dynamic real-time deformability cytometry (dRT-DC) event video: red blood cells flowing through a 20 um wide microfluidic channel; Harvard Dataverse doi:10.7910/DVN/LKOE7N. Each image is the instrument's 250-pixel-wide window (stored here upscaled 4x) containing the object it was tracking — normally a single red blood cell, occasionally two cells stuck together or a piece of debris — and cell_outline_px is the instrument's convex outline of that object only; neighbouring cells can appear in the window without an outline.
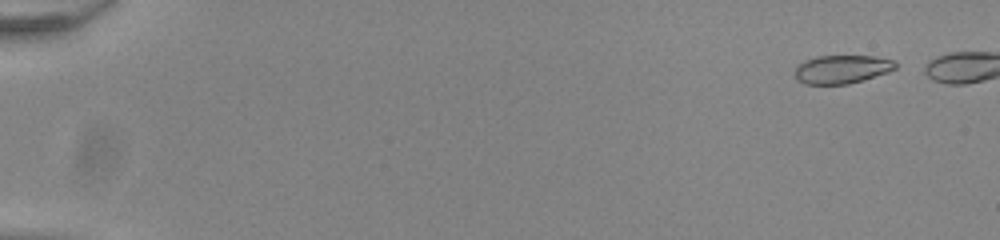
{"species": "common noctule bat (a hibernating species)", "species_latin": "Nyctalus noctula", "temperature_condition": "room temperature", "stored_images_in_passage": 48, "camera_frame_rate_fps": 3000, "um_per_image_px": 0.085, "animal": {"sex": "male", "body_mass_g": 20.0, "forearm_length_mm": 53.3}, "frame": {"image": 1, "passage_image": 3, "time_ms": 0.667, "image_size_px": [1000, 240], "cell_outline_px": [[896, 68], [888, 72], [848, 84], [804, 84], [796, 80], [796, 68], [804, 60], [816, 56], [872, 56], [896, 60]], "centroid_in_image_um": [71.56, 5.88], "position_along_channel_um": 13.4, "area_um2": 16.59}}
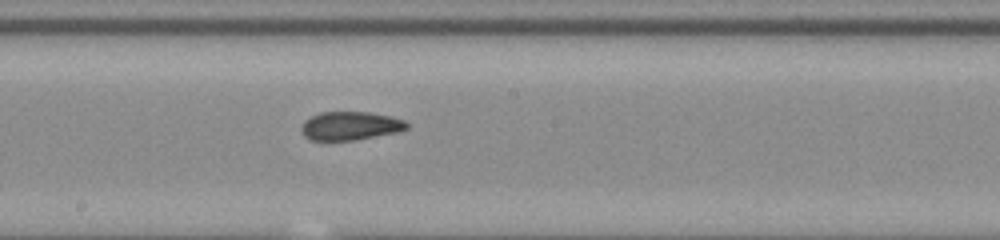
{"frame": {"image": 2, "passage_image": 31, "time_ms": 10.0, "image_size_px": [1000, 240], "cell_outline_px": [[408, 128], [400, 132], [356, 140], [312, 140], [304, 136], [300, 132], [300, 128], [304, 120], [320, 112], [368, 112], [392, 116], [404, 120], [408, 124]], "centroid_in_image_um": [29.78, 10.7], "position_along_channel_um": 218.4, "area_um2": 17.74}}
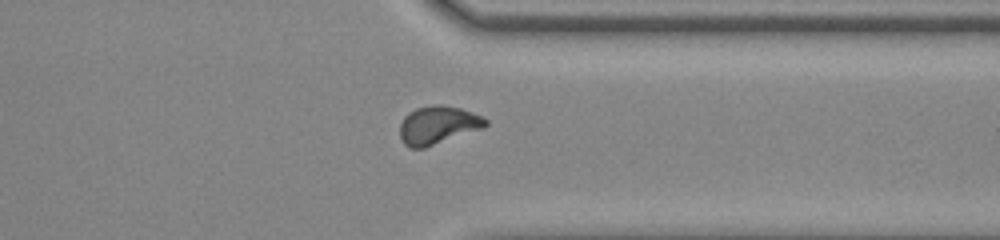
{"frame": {"image": 3, "passage_image": 43, "time_ms": 14.0, "image_size_px": [1000, 240], "cell_outline_px": [[488, 124], [484, 128], [424, 148], [408, 148], [404, 144], [400, 136], [400, 124], [404, 116], [408, 112], [416, 108], [436, 104], [440, 104], [460, 108], [472, 112], [488, 120]], "centroid_in_image_um": [37.21, 10.63], "position_along_channel_um": 374.2, "area_um2": 19.13}}